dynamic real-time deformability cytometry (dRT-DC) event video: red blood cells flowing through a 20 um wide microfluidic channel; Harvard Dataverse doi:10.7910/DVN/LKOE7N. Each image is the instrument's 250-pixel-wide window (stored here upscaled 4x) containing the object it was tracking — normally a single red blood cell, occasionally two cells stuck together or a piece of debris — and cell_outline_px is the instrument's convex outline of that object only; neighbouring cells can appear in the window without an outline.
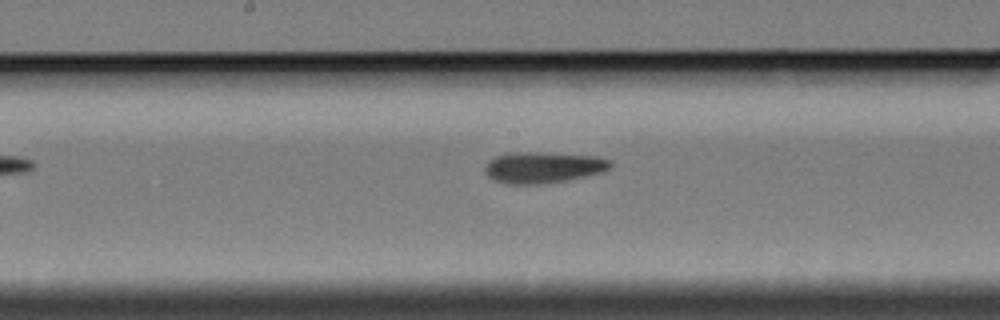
{"species": "Egyptian fruit bat (a non-hibernating species)", "species_latin": "Rousettus aegyptiacus", "temperature_condition": "cold", "stored_images_in_passage": 7, "camera_frame_rate_fps": 3000, "um_per_image_px": 0.085, "animal": {"sex": "female"}, "frame": {"image": 1, "passage_image": 7, "time_ms": 8.333, "image_size_px": [1000, 320], "cell_outline_px": [[612, 168], [604, 172], [564, 180], [536, 184], [504, 184], [492, 180], [488, 176], [484, 168], [488, 160], [496, 156], [508, 152], [536, 152], [600, 156], [612, 160]], "centroid_in_image_um": [46.17, 14.21], "position_along_channel_um": 202.0, "area_um2": 23.06}}